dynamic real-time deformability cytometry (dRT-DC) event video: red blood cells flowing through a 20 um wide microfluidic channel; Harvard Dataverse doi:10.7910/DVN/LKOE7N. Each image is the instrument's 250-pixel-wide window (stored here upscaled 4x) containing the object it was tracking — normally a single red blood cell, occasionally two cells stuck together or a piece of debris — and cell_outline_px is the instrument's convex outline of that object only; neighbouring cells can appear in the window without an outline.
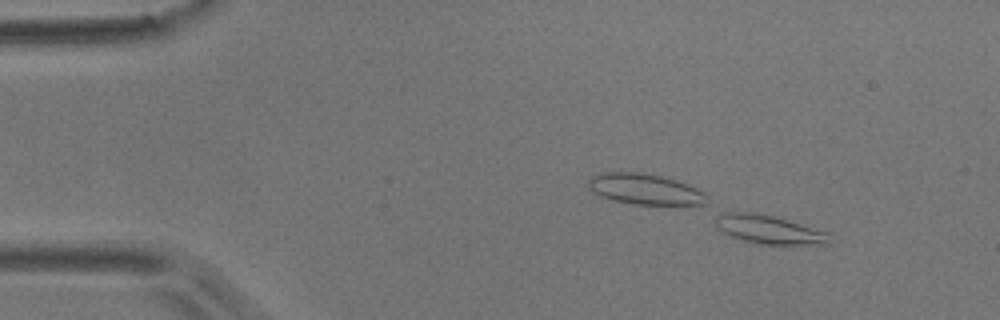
{"species": "common noctule bat (a hibernating species)", "species_latin": "Nyctalus noctula", "temperature_condition": "room temperature", "stored_images_in_passage": 6, "camera_frame_rate_fps": 3000, "um_per_image_px": 0.085, "animal": {"sex": "male", "body_mass_g": 17.9}, "frame": {"image": 1, "passage_image": 6, "time_ms": 1.667, "image_size_px": [1000, 320], "cell_outline_px": [[832, 244], [756, 244], [740, 240], [716, 228], [716, 212], [748, 212], [772, 216], [788, 220], [828, 232]], "centroid_in_image_um": [65.33, 19.51], "position_along_channel_um": 19.7, "area_um2": 19.02}}